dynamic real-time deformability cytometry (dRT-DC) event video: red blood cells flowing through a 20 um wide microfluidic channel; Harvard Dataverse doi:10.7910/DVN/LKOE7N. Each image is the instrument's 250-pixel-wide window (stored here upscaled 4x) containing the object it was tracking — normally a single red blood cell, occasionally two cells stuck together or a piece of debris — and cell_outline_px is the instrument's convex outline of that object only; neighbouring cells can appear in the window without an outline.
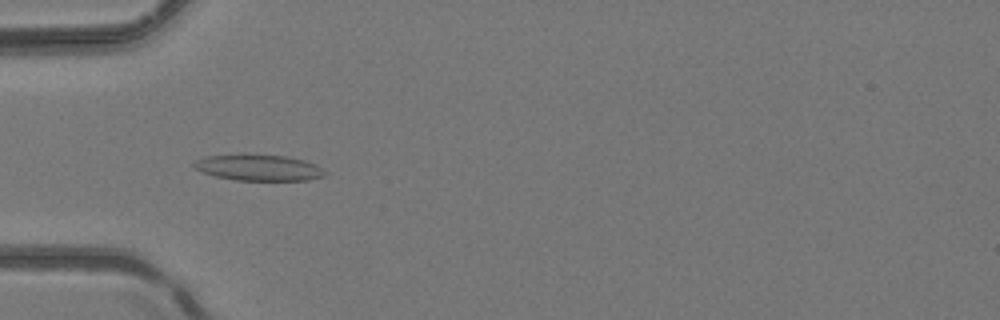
{"species": "common noctule bat (a hibernating species)", "species_latin": "Nyctalus noctula", "temperature_condition": "room temperature", "stored_images_in_passage": 5, "camera_frame_rate_fps": 3000, "um_per_image_px": 0.085, "animal": {"sex": "female", "body_mass_g": 24.6, "forearm_length_mm": 56.2}, "frame": {"image": 1, "passage_image": 5, "time_ms": 1.333, "image_size_px": [1000, 320], "cell_outline_px": [[328, 172], [324, 176], [308, 180], [236, 180], [216, 176], [192, 168], [192, 164], [196, 160], [204, 156], [240, 152], [248, 152], [288, 156], [304, 160], [316, 164]], "centroid_in_image_um": [21.96, 14.2], "position_along_channel_um": 63.0, "area_um2": 20.75}}